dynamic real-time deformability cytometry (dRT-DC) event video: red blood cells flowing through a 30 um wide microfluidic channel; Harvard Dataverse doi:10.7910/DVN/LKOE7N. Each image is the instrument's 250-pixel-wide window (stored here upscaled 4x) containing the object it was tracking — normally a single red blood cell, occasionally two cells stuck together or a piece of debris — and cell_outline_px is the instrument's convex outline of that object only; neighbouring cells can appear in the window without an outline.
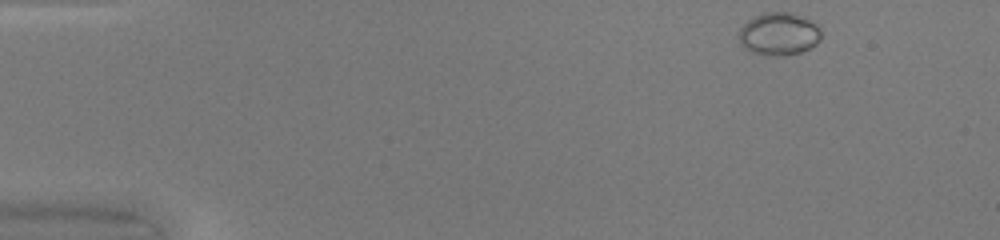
{"species": "common noctule bat (a hibernating species)", "species_latin": "Nyctalus noctula", "temperature_condition": "warm", "stored_images_in_passage": 44, "camera_frame_rate_fps": 3000, "um_per_image_px": 0.085, "animal": {"sex": "female", "body_mass_g": 20.0, "forearm_length_mm": 54.0}, "frame": {"image": 1, "passage_image": 1, "time_ms": 0.0, "image_size_px": [1000, 240], "cell_outline_px": [[820, 40], [816, 44], [800, 52], [784, 56], [764, 56], [752, 52], [744, 48], [740, 40], [740, 28], [752, 16], [764, 12], [792, 12], [804, 16], [816, 24], [820, 28]], "centroid_in_image_um": [66.21, 2.88], "position_along_channel_um": 18.8, "area_um2": 20.69}}
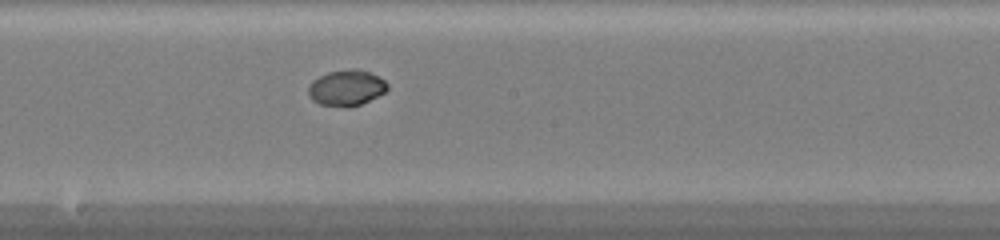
{"frame": {"image": 2, "passage_image": 23, "time_ms": 7.333, "image_size_px": [1000, 240], "cell_outline_px": [[388, 88], [384, 92], [360, 104], [320, 104], [312, 100], [308, 96], [308, 84], [312, 80], [328, 72], [352, 68], [368, 72], [384, 80], [388, 84]], "centroid_in_image_um": [29.4, 7.42], "position_along_channel_um": 218.8, "area_um2": 15.84}}
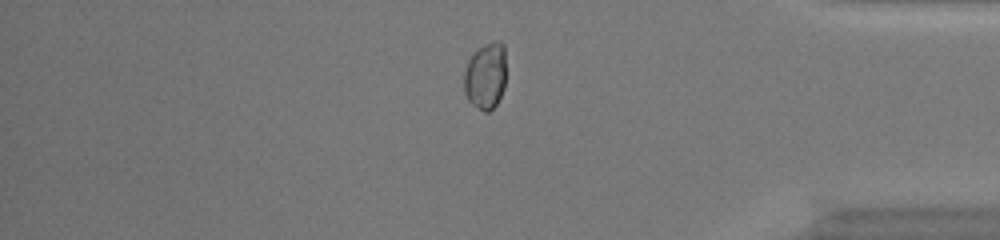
{"frame": {"image": 3, "passage_image": 37, "time_ms": 12.0, "image_size_px": [1000, 240], "cell_outline_px": [[504, 88], [496, 104], [488, 112], [484, 112], [472, 104], [468, 100], [464, 92], [464, 72], [468, 60], [484, 44], [496, 40], [500, 40], [504, 44]], "centroid_in_image_um": [41.26, 6.46], "position_along_channel_um": 393.9, "area_um2": 16.18}, "authors_computed_cell_mechanics": {"area_um2": 17.1666, "velocity_mm_per_s": 4.2518, "shape_relaxation_time_tau1_ms": 3.259, "shape_relaxation_time_tau2_ms": null, "deformation_change_tau1": 0.1557, "deformation_change_tau2": null}}